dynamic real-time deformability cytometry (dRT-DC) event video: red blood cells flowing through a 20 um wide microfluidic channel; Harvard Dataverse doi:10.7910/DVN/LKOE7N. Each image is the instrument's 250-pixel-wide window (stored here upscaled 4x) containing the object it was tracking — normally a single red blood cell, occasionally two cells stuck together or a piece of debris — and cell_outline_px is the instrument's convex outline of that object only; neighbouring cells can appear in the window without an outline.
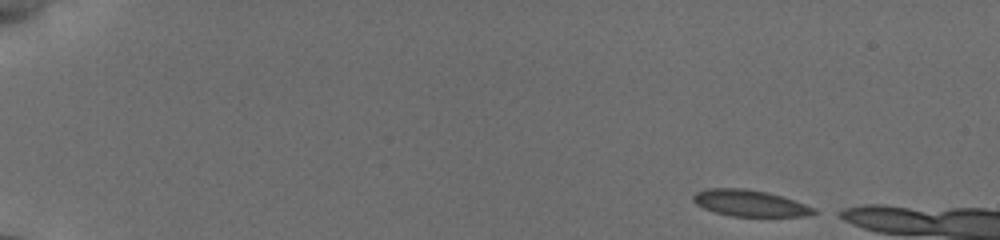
{"species": "common noctule bat (a hibernating species)", "species_latin": "Nyctalus noctula", "temperature_condition": "cold", "stored_images_in_passage": 7, "camera_frame_rate_fps": 3000, "um_per_image_px": 0.085, "animal": {"sex": "female", "body_mass_g": 19.5, "forearm_length_mm": 54.1}, "frame": {"image": 1, "passage_image": 1, "time_ms": 0.0, "image_size_px": [1000, 240], "cell_outline_px": [[816, 212], [808, 216], [732, 216], [716, 212], [704, 208], [696, 204], [692, 200], [692, 196], [696, 192], [708, 188], [744, 188], [764, 192], [780, 196], [804, 204], [812, 208]], "centroid_in_image_um": [63.66, 17.27], "position_along_channel_um": 21.3, "area_um2": 18.15}}